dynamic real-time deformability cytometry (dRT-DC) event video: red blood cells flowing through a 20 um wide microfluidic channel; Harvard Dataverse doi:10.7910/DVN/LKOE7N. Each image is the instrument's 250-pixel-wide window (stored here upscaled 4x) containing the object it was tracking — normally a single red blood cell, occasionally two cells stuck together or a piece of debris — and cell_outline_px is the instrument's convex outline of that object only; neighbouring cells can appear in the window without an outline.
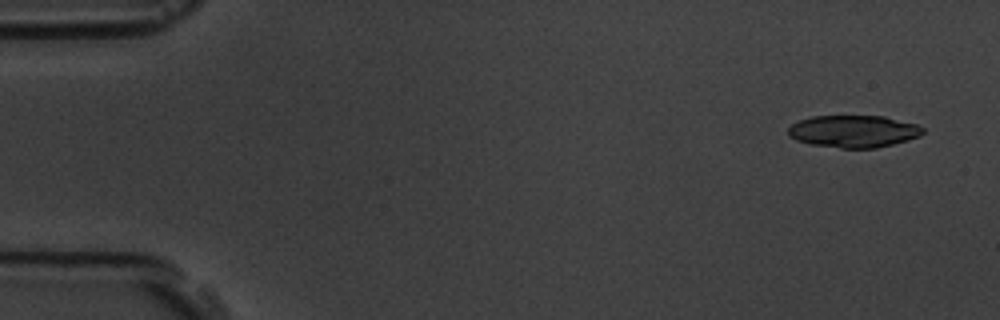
{"species": "common noctule bat (a hibernating species)", "species_latin": "Nyctalus noctula", "temperature_condition": "room temperature", "stored_images_in_passage": 4, "camera_frame_rate_fps": 3000, "um_per_image_px": 0.085, "animal": {"sex": "male", "body_mass_g": 19.5, "forearm_length_mm": 54.6}, "frame": {"image": 1, "passage_image": 1, "time_ms": 0.0, "image_size_px": [1000, 320], "cell_outline_px": [[924, 132], [920, 136], [908, 140], [876, 148], [840, 148], [812, 144], [796, 140], [788, 136], [788, 128], [792, 124], [800, 120], [812, 116], [884, 116], [916, 124], [924, 128]], "centroid_in_image_um": [72.55, 11.16], "position_along_channel_um": 12.4, "area_um2": 25.26}}